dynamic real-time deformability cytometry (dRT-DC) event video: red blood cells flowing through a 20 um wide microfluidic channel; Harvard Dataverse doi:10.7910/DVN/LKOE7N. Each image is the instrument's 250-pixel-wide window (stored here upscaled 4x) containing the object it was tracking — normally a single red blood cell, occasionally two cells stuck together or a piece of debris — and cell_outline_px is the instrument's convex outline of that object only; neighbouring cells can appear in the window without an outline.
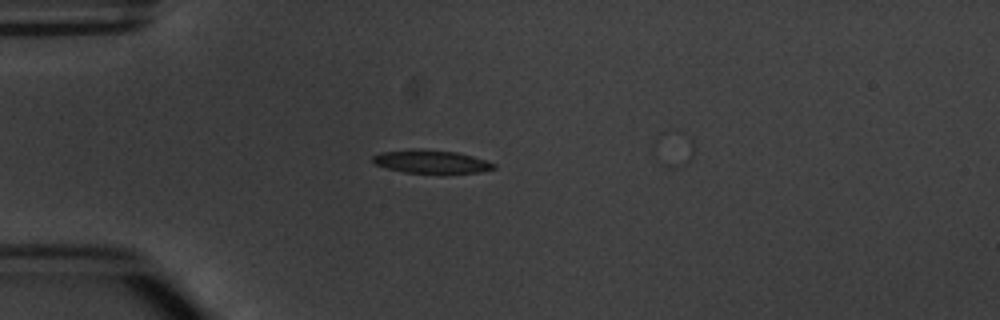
{"species": "common noctule bat (a hibernating species)", "species_latin": "Nyctalus noctula", "temperature_condition": "warm", "stored_images_in_passage": 6, "camera_frame_rate_fps": 3000, "um_per_image_px": 0.085, "animal": {"sex": "male", "body_mass_g": 20.1, "forearm_length_mm": 53.5}, "frame": {"image": 1, "passage_image": 5, "time_ms": 4.667, "image_size_px": [1000, 320], "cell_outline_px": [[496, 168], [480, 172], [444, 176], [440, 176], [404, 172], [388, 168], [376, 164], [372, 160], [372, 156], [380, 152], [412, 148], [420, 148], [456, 152], [472, 156], [496, 164]], "centroid_in_image_um": [36.68, 13.78], "position_along_channel_um": 48.3, "area_um2": 17.28}}